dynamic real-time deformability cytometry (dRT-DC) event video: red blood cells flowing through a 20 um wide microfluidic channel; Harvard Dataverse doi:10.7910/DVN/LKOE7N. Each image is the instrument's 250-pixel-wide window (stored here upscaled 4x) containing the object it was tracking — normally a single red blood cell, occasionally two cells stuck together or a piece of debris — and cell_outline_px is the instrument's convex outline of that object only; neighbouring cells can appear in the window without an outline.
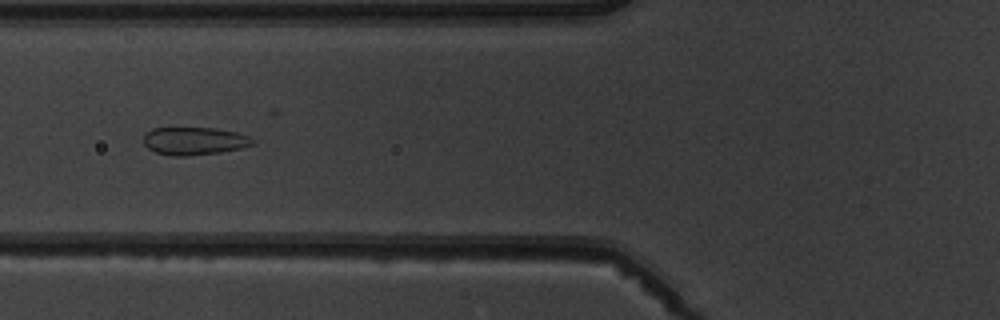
{"species": "common noctule bat (a hibernating species)", "species_latin": "Nyctalus noctula", "temperature_condition": "warm", "stored_images_in_passage": 9, "camera_frame_rate_fps": 3000, "um_per_image_px": 0.085, "animal": {"sex": "male", "body_mass_g": 19.5, "forearm_length_mm": 54.6}, "frame": {"image": 1, "passage_image": 6, "time_ms": 6.667, "image_size_px": [1000, 320], "cell_outline_px": [[256, 140], [252, 144], [240, 148], [220, 152], [188, 156], [172, 156], [156, 152], [148, 148], [144, 144], [144, 136], [152, 128], [216, 128], [236, 132], [248, 136]], "centroid_in_image_um": [16.51, 11.98], "position_along_channel_um": 109.3, "area_um2": 17.57}}
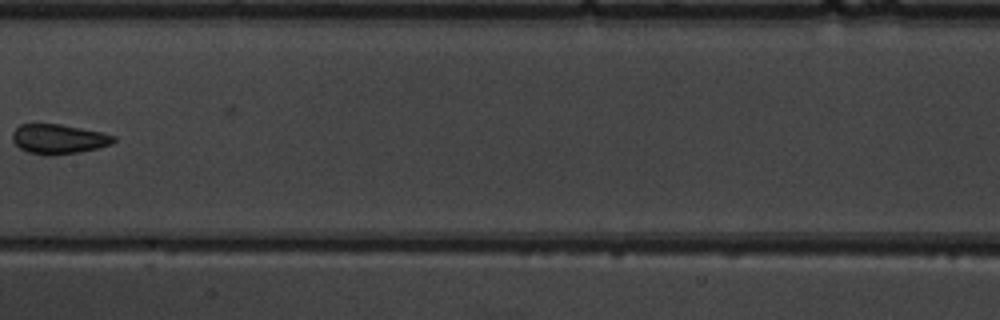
{"frame": {"image": 2, "passage_image": 8, "time_ms": 9.0, "image_size_px": [1000, 320], "cell_outline_px": [[116, 140], [112, 144], [96, 148], [76, 152], [52, 156], [48, 156], [28, 152], [20, 148], [12, 140], [12, 132], [20, 124], [60, 124], [104, 132], [116, 136]], "centroid_in_image_um": [4.99, 11.81], "position_along_channel_um": 202.4, "area_um2": 17.57}}
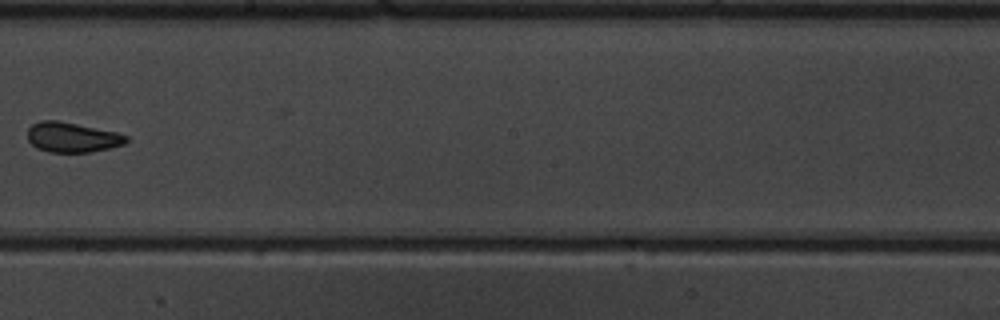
{"frame": {"image": 3, "passage_image": 9, "time_ms": 10.0, "image_size_px": [1000, 320], "cell_outline_px": [[128, 140], [124, 144], [112, 148], [92, 152], [48, 152], [36, 148], [28, 140], [28, 128], [32, 124], [40, 120], [56, 120], [116, 132], [128, 136]], "centroid_in_image_um": [6.13, 11.68], "position_along_channel_um": 242.1, "area_um2": 17.28}}